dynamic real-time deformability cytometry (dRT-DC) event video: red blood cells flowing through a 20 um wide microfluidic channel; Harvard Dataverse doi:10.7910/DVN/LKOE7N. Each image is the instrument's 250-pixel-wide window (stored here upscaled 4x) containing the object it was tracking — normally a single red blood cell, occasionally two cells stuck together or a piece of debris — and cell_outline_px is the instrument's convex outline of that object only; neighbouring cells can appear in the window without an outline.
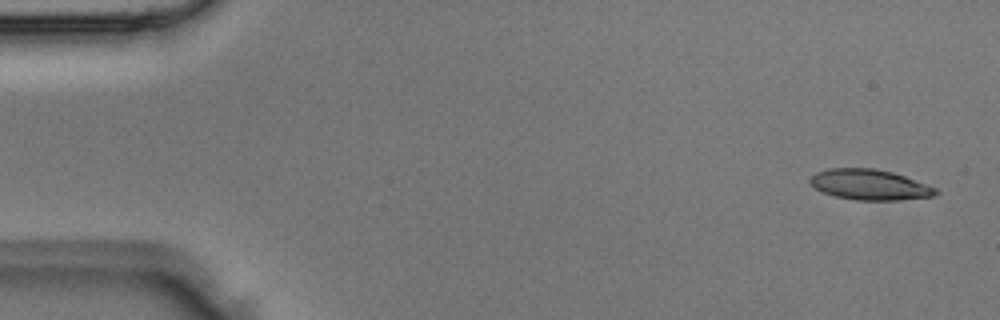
{"species": "Egyptian fruit bat (a non-hibernating species)", "species_latin": "Rousettus aegyptiacus", "temperature_condition": "room temperature", "stored_images_in_passage": 4, "camera_frame_rate_fps": 3000, "um_per_image_px": 0.085, "animal": {"sex": "male"}, "frame": {"image": 1, "passage_image": 1, "time_ms": 0.0, "image_size_px": [1000, 320], "cell_outline_px": [[940, 192], [936, 196], [900, 200], [856, 200], [836, 196], [824, 192], [816, 188], [808, 180], [816, 172], [828, 168], [872, 168], [892, 172], [904, 176], [936, 188]], "centroid_in_image_um": [73.94, 15.7], "position_along_channel_um": 11.1, "area_um2": 22.2}}